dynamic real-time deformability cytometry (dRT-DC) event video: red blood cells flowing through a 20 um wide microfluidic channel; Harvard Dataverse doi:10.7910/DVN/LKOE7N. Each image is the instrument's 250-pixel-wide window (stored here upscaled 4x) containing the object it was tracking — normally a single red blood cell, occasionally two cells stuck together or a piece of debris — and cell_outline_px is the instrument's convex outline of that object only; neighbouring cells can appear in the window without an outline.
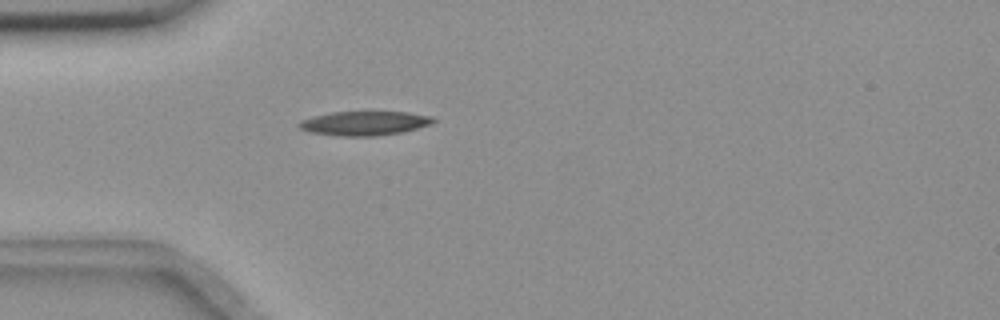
{"species": "common noctule bat (a hibernating species)", "species_latin": "Nyctalus noctula", "temperature_condition": "room temperature", "stored_images_in_passage": 42, "camera_frame_rate_fps": 3000, "um_per_image_px": 0.085, "animal": {"sex": "female", "body_mass_g": 18.4}, "frame": {"image": 1, "passage_image": 2, "time_ms": 0.333, "image_size_px": [1000, 320], "cell_outline_px": [[436, 120], [432, 124], [400, 132], [376, 136], [340, 136], [308, 132], [300, 128], [296, 124], [300, 120], [312, 116], [332, 112], [408, 112], [432, 116]], "centroid_in_image_um": [30.94, 10.47], "position_along_channel_um": 54.1, "area_um2": 18.96}}
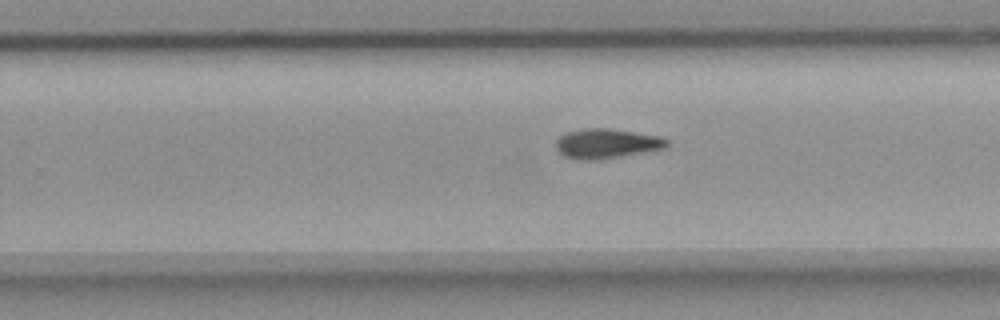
{"frame": {"image": 2, "passage_image": 21, "time_ms": 6.667, "image_size_px": [1000, 320], "cell_outline_px": [[672, 144], [668, 148], [596, 160], [580, 160], [564, 156], [556, 148], [556, 140], [564, 132], [584, 128], [608, 128], [660, 136], [668, 140]], "centroid_in_image_um": [51.59, 12.2], "position_along_channel_um": 278.2, "area_um2": 19.36}}
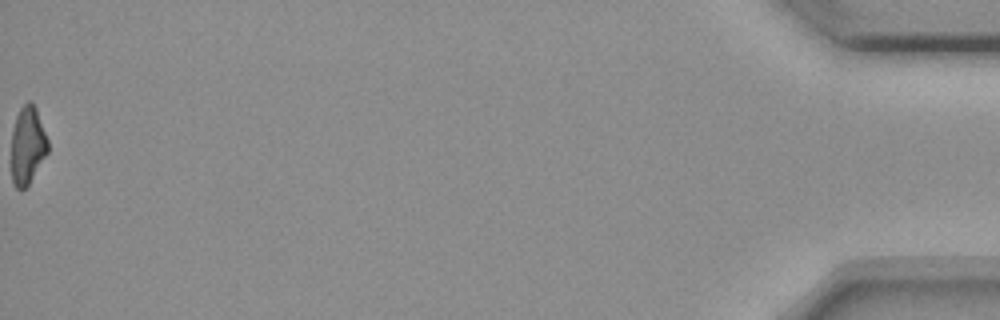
{"frame": {"image": 3, "passage_image": 42, "time_ms": 13.667, "image_size_px": [1000, 320], "cell_outline_px": [[48, 152], [28, 184], [24, 188], [16, 188], [12, 184], [12, 128], [16, 116], [20, 108], [28, 100], [36, 108], [48, 140]], "centroid_in_image_um": [2.33, 12.34], "position_along_channel_um": 432.9, "area_um2": 16.36}, "authors_computed_cell_mechanics": {"area_um2": 18.5249, "velocity_mm_per_s": 3.6557, "shape_relaxation_time_tau1_ms": 6.8857, "shape_relaxation_time_tau2_ms": null, "deformation_change_tau1": 0.1928, "deformation_change_tau2": null}}